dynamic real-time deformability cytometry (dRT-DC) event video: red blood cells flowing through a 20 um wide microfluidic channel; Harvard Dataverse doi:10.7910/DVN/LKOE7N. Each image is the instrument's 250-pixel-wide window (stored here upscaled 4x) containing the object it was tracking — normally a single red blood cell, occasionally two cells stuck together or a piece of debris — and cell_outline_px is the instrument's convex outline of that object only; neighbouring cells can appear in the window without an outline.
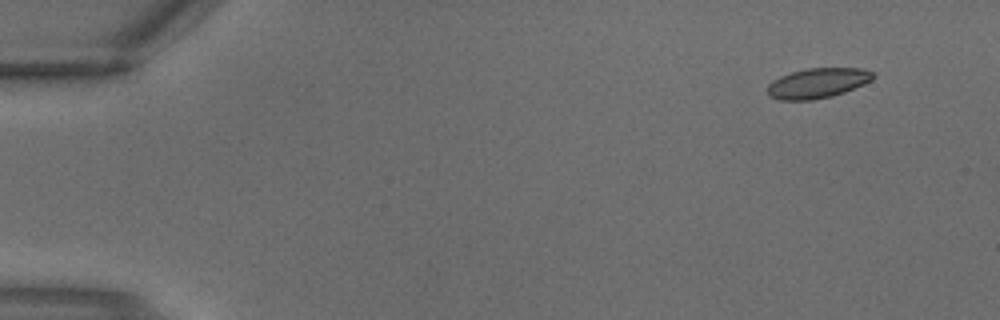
{"species": "common noctule bat (a hibernating species)", "species_latin": "Nyctalus noctula", "temperature_condition": "warm", "stored_images_in_passage": 3, "camera_frame_rate_fps": 3000, "um_per_image_px": 0.085, "animal": {"sex": "male", "body_mass_g": 18.8}, "frame": {"image": 1, "passage_image": 1, "time_ms": 0.0, "image_size_px": [1000, 320], "cell_outline_px": [[876, 76], [872, 80], [864, 84], [844, 92], [832, 96], [812, 100], [780, 100], [768, 96], [768, 84], [772, 80], [780, 76], [804, 68], [864, 68], [872, 72]], "centroid_in_image_um": [69.49, 7.06], "position_along_channel_um": 15.5, "area_um2": 18.61}}
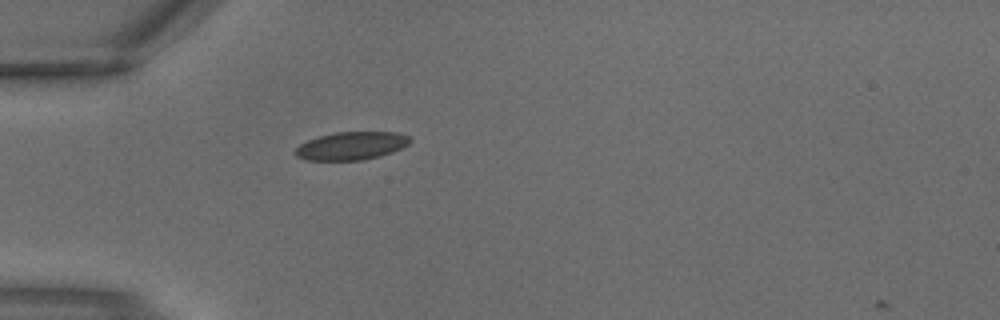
{"frame": {"image": 2, "passage_image": 3, "time_ms": 0.667, "image_size_px": [1000, 320], "cell_outline_px": [[412, 140], [408, 144], [392, 152], [380, 156], [364, 160], [304, 160], [296, 156], [292, 152], [300, 144], [308, 140], [320, 136], [336, 132], [396, 132], [408, 136]], "centroid_in_image_um": [29.84, 12.4], "position_along_channel_um": 55.2, "area_um2": 18.73}}